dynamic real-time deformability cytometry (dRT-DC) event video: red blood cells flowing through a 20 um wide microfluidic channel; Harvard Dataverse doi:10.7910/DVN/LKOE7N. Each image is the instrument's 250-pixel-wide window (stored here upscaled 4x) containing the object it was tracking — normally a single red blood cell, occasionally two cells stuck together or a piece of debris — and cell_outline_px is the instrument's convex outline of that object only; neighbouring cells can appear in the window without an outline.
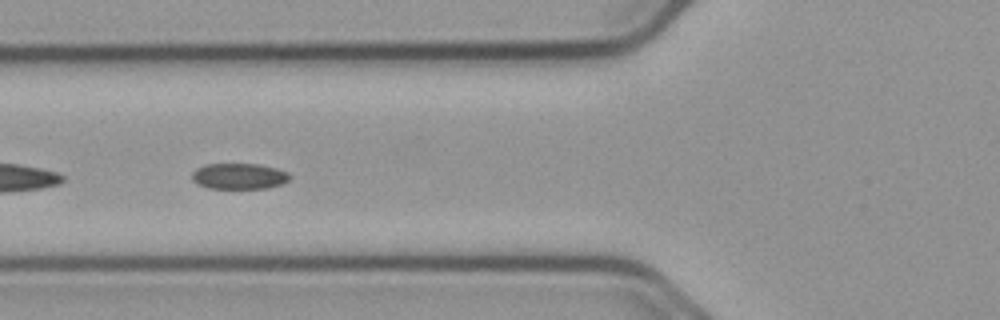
{"species": "common noctule bat (a hibernating species)", "species_latin": "Nyctalus noctula", "temperature_condition": "cold", "stored_images_in_passage": 51, "camera_frame_rate_fps": 3000, "um_per_image_px": 0.085, "animal": {"sex": "male", "body_mass_g": 23.1, "forearm_length_mm": 52.7}, "frame": {"image": 1, "passage_image": 16, "time_ms": 5.0, "image_size_px": [1000, 320], "cell_outline_px": [[292, 176], [288, 180], [280, 184], [268, 188], [208, 188], [196, 184], [192, 180], [192, 172], [196, 168], [204, 164], [260, 164], [276, 168], [288, 172]], "centroid_in_image_um": [20.3, 14.97], "position_along_channel_um": 105.5, "area_um2": 14.85}}
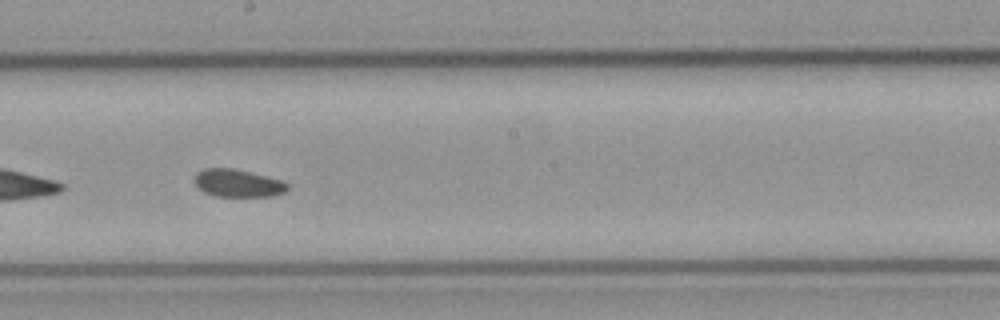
{"frame": {"image": 2, "passage_image": 26, "time_ms": 8.333, "image_size_px": [1000, 320], "cell_outline_px": [[288, 188], [284, 192], [272, 196], [216, 196], [204, 192], [192, 180], [196, 172], [204, 168], [232, 168], [268, 176], [280, 180], [288, 184]], "centroid_in_image_um": [20.18, 15.56], "position_along_channel_um": 228.0, "area_um2": 14.97}}
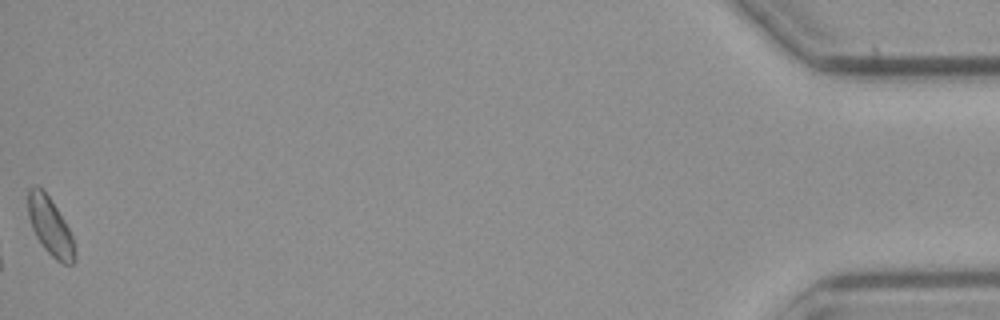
{"frame": {"image": 3, "passage_image": 51, "time_ms": 16.667, "image_size_px": [1000, 320], "cell_outline_px": [[76, 260], [72, 264], [64, 264], [56, 260], [44, 248], [36, 236], [32, 228], [28, 216], [28, 188], [36, 184], [44, 188], [64, 220], [72, 236], [76, 252]], "centroid_in_image_um": [4.26, 19.22], "position_along_channel_um": 430.9, "area_um2": 15.9}, "authors_computed_cell_mechanics": {"area_um2": 15.6638, "velocity_mm_per_s": 3.6631, "shape_relaxation_time_tau1_ms": null, "shape_relaxation_time_tau2_ms": 6.1104, "deformation_change_tau1": null, "deformation_change_tau2": 0.096}}